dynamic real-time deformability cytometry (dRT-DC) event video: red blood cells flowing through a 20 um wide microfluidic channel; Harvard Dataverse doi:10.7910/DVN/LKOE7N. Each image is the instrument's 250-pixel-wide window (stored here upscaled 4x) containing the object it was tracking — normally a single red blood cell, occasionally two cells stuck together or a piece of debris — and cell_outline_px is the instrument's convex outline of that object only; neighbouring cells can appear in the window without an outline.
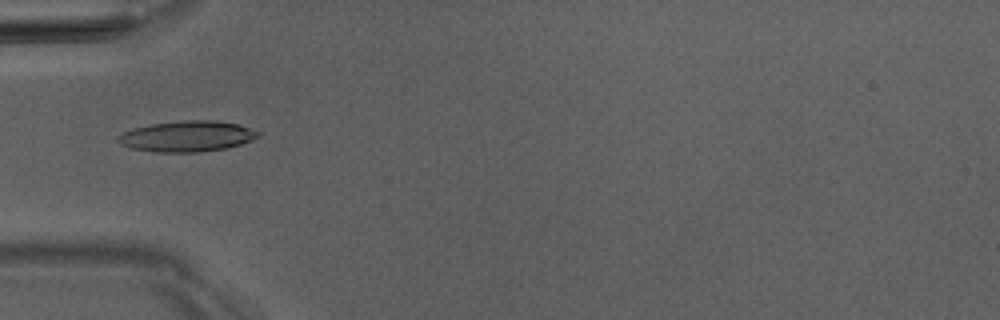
{"species": "Egyptian fruit bat (a non-hibernating species)", "species_latin": "Rousettus aegyptiacus", "temperature_condition": "room temperature", "stored_images_in_passage": 6, "camera_frame_rate_fps": 3000, "um_per_image_px": 0.085, "animal": {"sex": "male"}, "frame": {"image": 1, "passage_image": 5, "time_ms": 4.667, "image_size_px": [1000, 320], "cell_outline_px": [[260, 136], [252, 140], [228, 148], [200, 152], [156, 152], [132, 148], [120, 144], [116, 140], [124, 132], [132, 128], [152, 124], [184, 120], [216, 120], [236, 124], [260, 132]], "centroid_in_image_um": [15.91, 11.59], "position_along_channel_um": 69.1, "area_um2": 25.03}}